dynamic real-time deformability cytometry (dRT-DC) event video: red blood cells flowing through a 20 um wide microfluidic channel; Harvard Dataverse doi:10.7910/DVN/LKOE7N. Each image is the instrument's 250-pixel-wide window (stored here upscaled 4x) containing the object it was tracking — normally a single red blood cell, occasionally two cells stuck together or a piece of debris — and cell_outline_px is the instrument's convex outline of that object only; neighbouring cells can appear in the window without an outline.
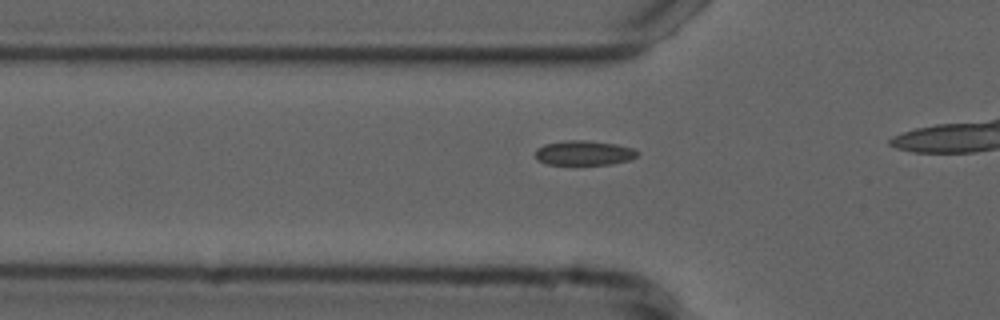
{"species": "common noctule bat (a hibernating species)", "species_latin": "Nyctalus noctula", "temperature_condition": "cold", "stored_images_in_passage": 14, "camera_frame_rate_fps": 3000, "um_per_image_px": 0.085, "animal": {"sex": "male", "forearm_length_mm": 52.5}, "frame": {"image": 1, "passage_image": 8, "time_ms": 2.333, "image_size_px": [1000, 320], "cell_outline_px": [[640, 152], [636, 156], [628, 160], [612, 164], [548, 164], [536, 160], [536, 148], [544, 144], [564, 140], [584, 140], [616, 144], [632, 148]], "centroid_in_image_um": [49.61, 12.99], "position_along_channel_um": 76.2, "area_um2": 14.62}}
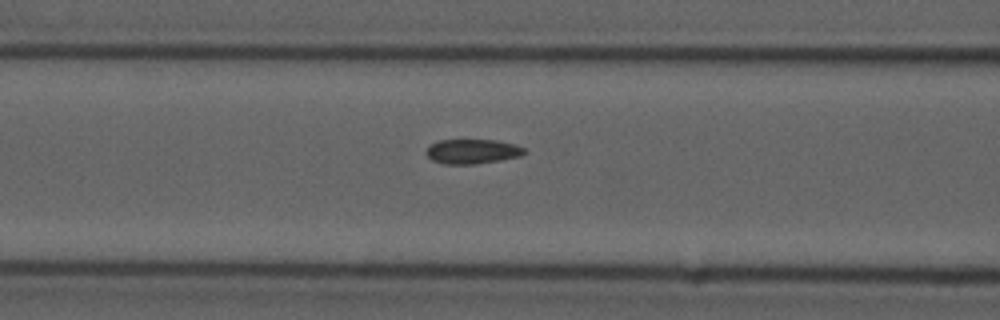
{"frame": {"image": 2, "passage_image": 12, "time_ms": 3.667, "image_size_px": [1000, 320], "cell_outline_px": [[528, 152], [520, 156], [500, 160], [476, 164], [444, 164], [432, 160], [424, 152], [432, 144], [440, 140], [496, 140], [512, 144], [524, 148]], "centroid_in_image_um": [40.15, 12.88], "position_along_channel_um": 126.4, "area_um2": 13.99}}